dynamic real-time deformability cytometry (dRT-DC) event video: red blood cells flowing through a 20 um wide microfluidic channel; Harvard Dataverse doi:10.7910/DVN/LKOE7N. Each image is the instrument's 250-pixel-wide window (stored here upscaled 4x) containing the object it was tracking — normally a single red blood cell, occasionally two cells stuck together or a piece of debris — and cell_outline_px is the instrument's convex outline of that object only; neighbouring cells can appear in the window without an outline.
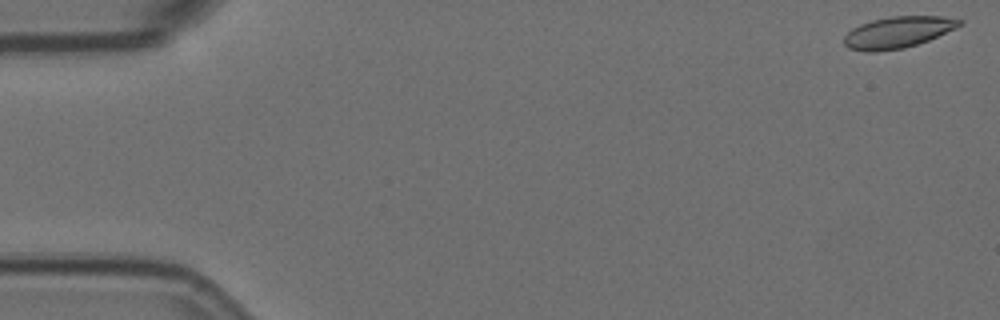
{"species": "Egyptian fruit bat (a non-hibernating species)", "species_latin": "Rousettus aegyptiacus", "temperature_condition": "room temperature", "stored_images_in_passage": 20, "camera_frame_rate_fps": 3000, "um_per_image_px": 0.085, "animal": {"sex": "female"}, "frame": {"image": 1, "passage_image": 1, "time_ms": 0.0, "image_size_px": [1000, 320], "cell_outline_px": [[964, 20], [956, 28], [928, 40], [904, 48], [872, 52], [868, 52], [848, 48], [844, 44], [844, 36], [852, 28], [860, 24], [872, 20], [892, 16], [940, 16]], "centroid_in_image_um": [76.29, 2.74], "position_along_channel_um": 8.7, "area_um2": 20.98}}
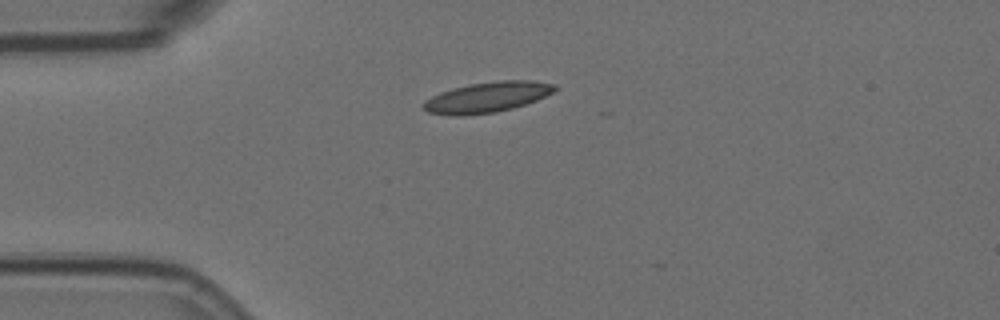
{"frame": {"image": 2, "passage_image": 14, "time_ms": 4.333, "image_size_px": [1000, 320], "cell_outline_px": [[556, 88], [552, 92], [536, 100], [512, 108], [496, 112], [460, 116], [428, 112], [420, 104], [432, 96], [440, 92], [472, 84], [500, 80], [528, 80], [556, 84]], "centroid_in_image_um": [41.4, 8.26], "position_along_channel_um": 43.6, "area_um2": 22.89}}
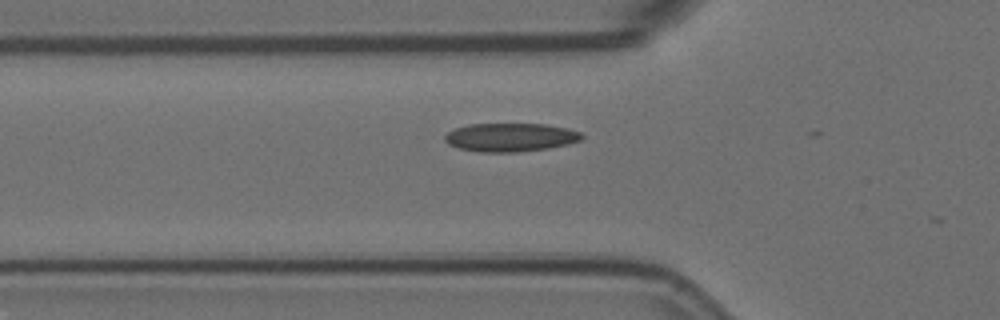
{"frame": {"image": 3, "passage_image": 19, "time_ms": 6.0, "image_size_px": [1000, 320], "cell_outline_px": [[584, 136], [580, 140], [568, 144], [548, 148], [516, 152], [480, 152], [460, 148], [448, 144], [444, 140], [444, 136], [448, 132], [456, 128], [468, 124], [544, 124], [568, 128], [580, 132]], "centroid_in_image_um": [43.38, 11.67], "position_along_channel_um": 82.4, "area_um2": 22.66}}